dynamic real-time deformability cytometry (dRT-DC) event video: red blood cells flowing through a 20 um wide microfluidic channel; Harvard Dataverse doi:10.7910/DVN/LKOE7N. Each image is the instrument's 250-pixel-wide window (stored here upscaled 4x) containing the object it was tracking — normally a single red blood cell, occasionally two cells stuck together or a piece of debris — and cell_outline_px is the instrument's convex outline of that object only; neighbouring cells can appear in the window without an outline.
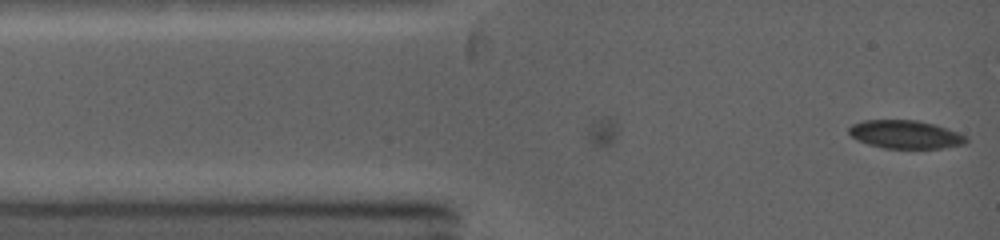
{"species": "common noctule bat (a hibernating species)", "species_latin": "Nyctalus noctula", "temperature_condition": "warm", "stored_images_in_passage": 5, "camera_frame_rate_fps": 5000, "um_per_image_px": 0.085, "animal": {"sex": "female", "body_mass_g": 19.0, "forearm_length_mm": 53.3}, "frame": {"image": 1, "passage_image": 5, "time_ms": 1.2, "image_size_px": [1000, 240], "cell_outline_px": [[968, 140], [964, 144], [940, 148], [884, 148], [868, 144], [856, 140], [848, 132], [848, 128], [852, 124], [864, 120], [916, 120], [936, 124], [948, 128], [968, 136]], "centroid_in_image_um": [76.97, 11.42], "position_along_channel_um": 8.0, "area_um2": 19.42}}